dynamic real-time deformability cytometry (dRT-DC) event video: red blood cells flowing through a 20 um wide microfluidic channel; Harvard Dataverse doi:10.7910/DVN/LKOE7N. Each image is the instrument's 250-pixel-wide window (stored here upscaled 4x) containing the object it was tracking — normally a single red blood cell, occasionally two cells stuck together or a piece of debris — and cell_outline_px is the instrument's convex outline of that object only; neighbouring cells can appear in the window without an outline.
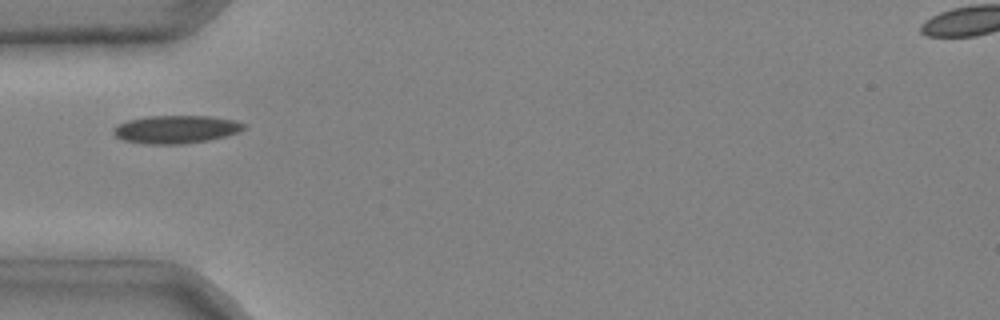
{"species": "common noctule bat (a hibernating species)", "species_latin": "Nyctalus noctula", "temperature_condition": "cold", "stored_images_in_passage": 1, "camera_frame_rate_fps": 3000, "um_per_image_px": 0.085, "animal": {"sex": "male", "body_mass_g": 20.4}, "frame": {"image": 1, "passage_image": 1, "time_ms": 0.0, "image_size_px": [1000, 320], "cell_outline_px": [[244, 128], [236, 132], [224, 136], [208, 140], [184, 144], [144, 144], [124, 140], [116, 136], [112, 132], [112, 128], [128, 120], [148, 116], [208, 116], [232, 120], [244, 124]], "centroid_in_image_um": [14.9, 11.0], "position_along_channel_um": 70.1, "area_um2": 20.98}}